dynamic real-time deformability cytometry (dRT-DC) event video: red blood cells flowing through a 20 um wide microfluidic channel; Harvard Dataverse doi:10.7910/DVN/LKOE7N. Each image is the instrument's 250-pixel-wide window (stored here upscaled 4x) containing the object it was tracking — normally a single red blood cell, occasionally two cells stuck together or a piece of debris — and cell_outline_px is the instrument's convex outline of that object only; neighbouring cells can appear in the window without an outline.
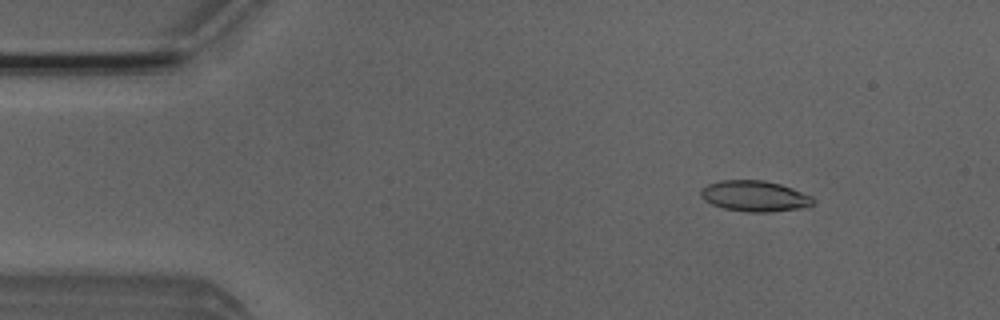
{"species": "Egyptian fruit bat (a non-hibernating species)", "species_latin": "Rousettus aegyptiacus", "temperature_condition": "room temperature", "stored_images_in_passage": 5, "segment_of_instrument_passage": [2, 2], "camera_frame_rate_fps": 3000, "um_per_image_px": 0.085, "animal": {"sex": "male"}, "frame": {"image": 1, "passage_image": 5, "time_ms": 5.333, "image_size_px": [1000, 320], "cell_outline_px": [[816, 200], [808, 208], [768, 212], [748, 212], [724, 208], [712, 204], [704, 200], [700, 196], [700, 188], [708, 184], [720, 180], [764, 180], [780, 184], [792, 188], [812, 196]], "centroid_in_image_um": [64.16, 16.67], "position_along_channel_um": 20.8, "area_um2": 20.4}}